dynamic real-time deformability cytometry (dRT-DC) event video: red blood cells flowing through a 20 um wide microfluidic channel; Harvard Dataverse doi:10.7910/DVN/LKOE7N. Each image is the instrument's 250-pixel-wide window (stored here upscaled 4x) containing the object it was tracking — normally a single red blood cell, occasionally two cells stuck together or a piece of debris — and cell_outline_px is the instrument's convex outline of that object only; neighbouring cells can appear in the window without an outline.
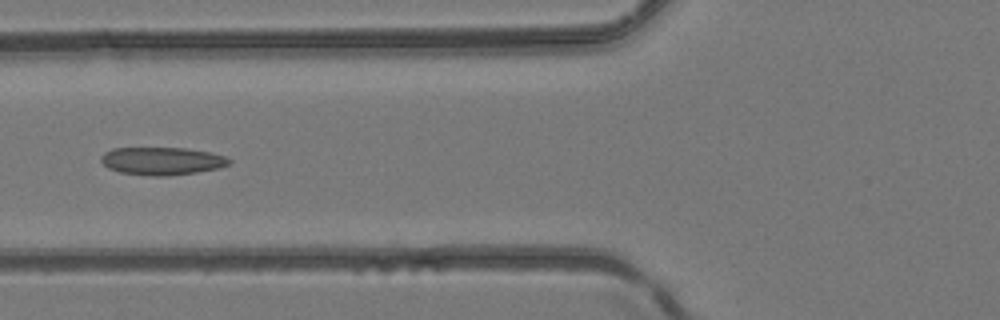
{"species": "common noctule bat (a hibernating species)", "species_latin": "Nyctalus noctula", "temperature_condition": "room temperature", "stored_images_in_passage": 5, "camera_frame_rate_fps": 3000, "um_per_image_px": 0.085, "animal": {"sex": "female", "body_mass_g": 24.6, "forearm_length_mm": 56.2}, "frame": {"image": 1, "passage_image": 5, "time_ms": 1.333, "image_size_px": [1000, 320], "cell_outline_px": [[232, 160], [228, 164], [220, 168], [196, 172], [164, 176], [152, 176], [120, 172], [108, 168], [100, 160], [100, 156], [104, 152], [112, 148], [184, 148], [212, 152], [224, 156]], "centroid_in_image_um": [13.75, 13.68], "position_along_channel_um": 112.0, "area_um2": 20.75}}